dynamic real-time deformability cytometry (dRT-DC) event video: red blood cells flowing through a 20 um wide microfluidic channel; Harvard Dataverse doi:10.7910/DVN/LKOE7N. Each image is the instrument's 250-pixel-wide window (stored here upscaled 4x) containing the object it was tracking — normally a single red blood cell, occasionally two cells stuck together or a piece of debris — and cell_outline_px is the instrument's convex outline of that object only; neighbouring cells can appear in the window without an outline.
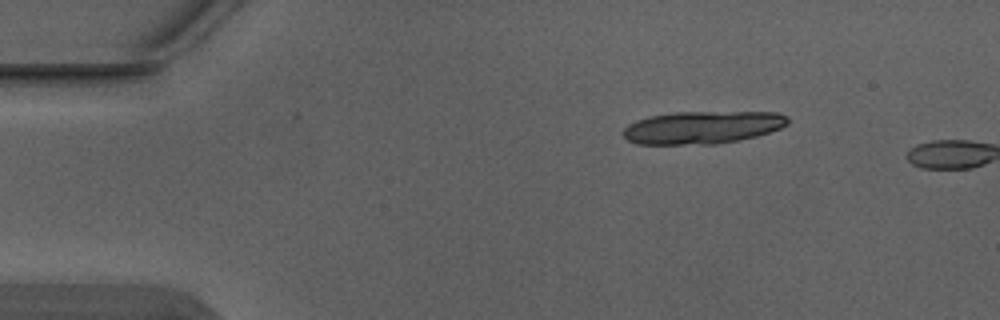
{"species": "Egyptian fruit bat (a non-hibernating species)", "species_latin": "Rousettus aegyptiacus", "temperature_condition": "warm", "stored_images_in_passage": 2, "camera_frame_rate_fps": 3000, "um_per_image_px": 0.085, "animal": {"sex": "male"}, "frame": {"image": 1, "passage_image": 1, "time_ms": 0.0, "image_size_px": [1000, 320], "cell_outline_px": [[788, 124], [780, 128], [756, 136], [740, 140], [716, 144], [636, 144], [628, 140], [624, 136], [624, 128], [628, 124], [636, 120], [652, 116], [672, 112], [776, 112], [788, 116]], "centroid_in_image_um": [59.71, 10.83], "position_along_channel_um": 25.3, "area_um2": 31.33}}